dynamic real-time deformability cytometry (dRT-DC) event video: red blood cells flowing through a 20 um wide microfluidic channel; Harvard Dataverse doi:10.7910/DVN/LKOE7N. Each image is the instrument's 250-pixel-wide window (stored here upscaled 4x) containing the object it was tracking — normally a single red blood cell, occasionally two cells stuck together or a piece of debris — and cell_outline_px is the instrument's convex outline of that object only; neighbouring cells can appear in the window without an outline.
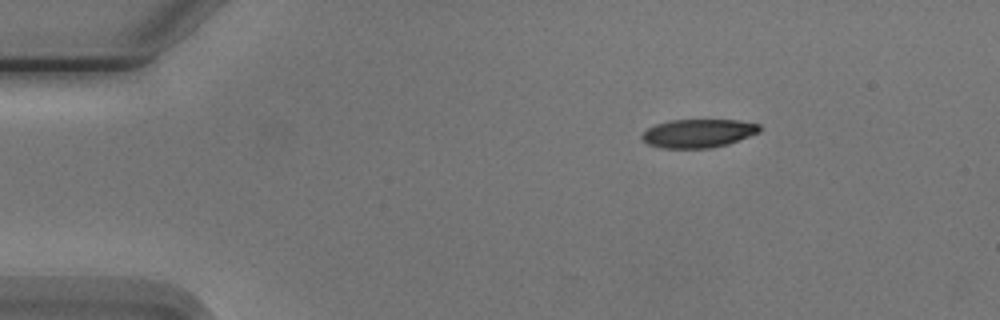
{"species": "Egyptian fruit bat (a non-hibernating species)", "species_latin": "Rousettus aegyptiacus", "temperature_condition": "cold", "stored_images_in_passage": 3, "camera_frame_rate_fps": 3000, "um_per_image_px": 0.085, "animal": {"sex": "male"}, "frame": {"image": 1, "passage_image": 1, "time_ms": 0.0, "image_size_px": [1000, 320], "cell_outline_px": [[760, 132], [728, 144], [712, 148], [660, 148], [648, 144], [640, 136], [648, 128], [656, 124], [672, 120], [736, 120], [760, 124]], "centroid_in_image_um": [59.36, 11.34], "position_along_channel_um": 25.6, "area_um2": 19.48}}